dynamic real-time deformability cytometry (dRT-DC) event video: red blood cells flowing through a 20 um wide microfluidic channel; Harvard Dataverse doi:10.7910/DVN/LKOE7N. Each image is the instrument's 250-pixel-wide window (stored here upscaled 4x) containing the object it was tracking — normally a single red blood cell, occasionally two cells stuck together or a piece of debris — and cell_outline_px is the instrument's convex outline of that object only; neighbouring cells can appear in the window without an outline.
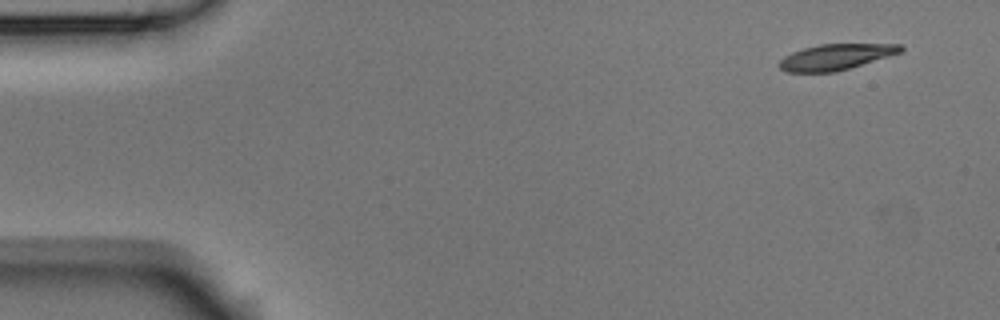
{"species": "Egyptian fruit bat (a non-hibernating species)", "species_latin": "Rousettus aegyptiacus", "temperature_condition": "room temperature", "stored_images_in_passage": 6, "camera_frame_rate_fps": 3000, "um_per_image_px": 0.085, "animal": {"sex": "male"}, "frame": {"image": 1, "passage_image": 1, "time_ms": 0.0, "image_size_px": [1000, 320], "cell_outline_px": [[904, 48], [900, 52], [888, 56], [836, 72], [784, 72], [776, 64], [784, 56], [792, 52], [804, 48], [820, 44], [900, 44]], "centroid_in_image_um": [70.98, 4.84], "position_along_channel_um": 14.0, "area_um2": 18.15}}
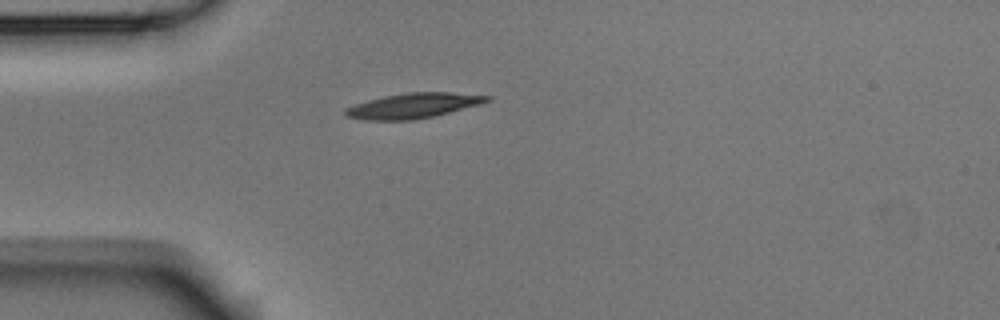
{"frame": {"image": 2, "passage_image": 4, "time_ms": 1.0, "image_size_px": [1000, 320], "cell_outline_px": [[492, 100], [480, 104], [432, 116], [412, 120], [364, 120], [348, 116], [344, 112], [344, 108], [368, 100], [384, 96], [408, 92], [452, 92], [492, 96]], "centroid_in_image_um": [35.14, 8.97], "position_along_channel_um": 49.9, "area_um2": 20.52}}
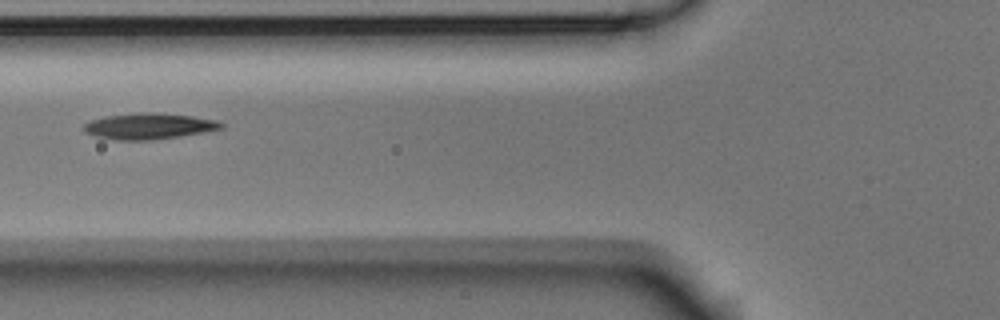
{"frame": {"image": 3, "passage_image": 6, "time_ms": 1.667, "image_size_px": [1000, 320], "cell_outline_px": [[224, 128], [204, 132], [180, 136], [152, 140], [116, 140], [96, 136], [84, 132], [84, 124], [92, 120], [104, 116], [148, 112], [156, 112], [192, 116], [216, 120], [224, 124]], "centroid_in_image_um": [12.67, 10.72], "position_along_channel_um": 113.1, "area_um2": 20.75}}